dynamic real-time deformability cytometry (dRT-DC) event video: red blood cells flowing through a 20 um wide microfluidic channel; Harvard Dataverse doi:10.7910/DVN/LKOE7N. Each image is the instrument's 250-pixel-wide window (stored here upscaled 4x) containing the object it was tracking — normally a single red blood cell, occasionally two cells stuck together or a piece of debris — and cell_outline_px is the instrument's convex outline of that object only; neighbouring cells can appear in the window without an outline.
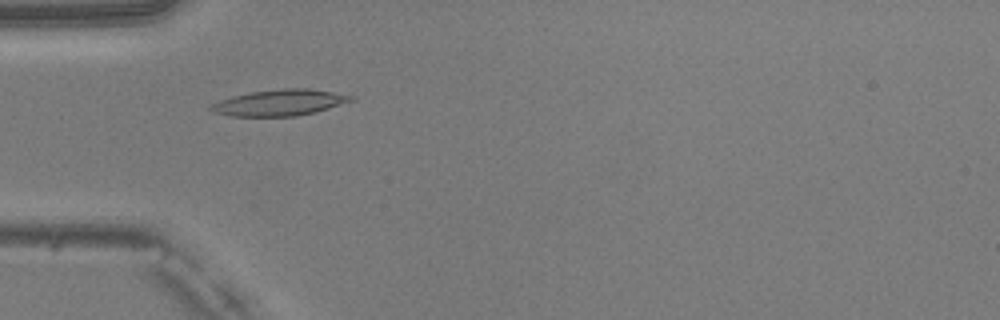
{"species": "common noctule bat (a hibernating species)", "species_latin": "Nyctalus noctula", "temperature_condition": "warm", "stored_images_in_passage": 50, "camera_frame_rate_fps": 3000, "um_per_image_px": 0.085, "animal": {"sex": "male", "body_mass_g": 20.5, "forearm_length_mm": 52.5}, "frame": {"image": 1, "passage_image": 16, "time_ms": 5.0, "image_size_px": [1000, 320], "cell_outline_px": [[356, 96], [352, 100], [316, 112], [296, 116], [232, 116], [212, 112], [208, 108], [212, 104], [220, 100], [232, 96], [252, 92], [284, 88], [308, 88]], "centroid_in_image_um": [23.75, 8.72], "position_along_channel_um": 61.3, "area_um2": 21.15}}
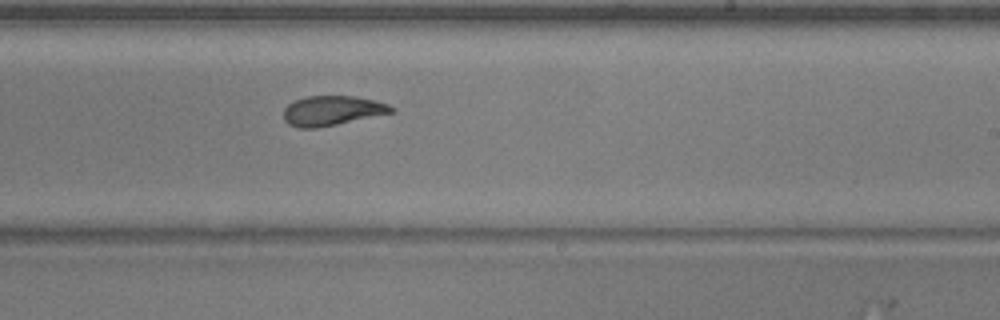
{"frame": {"image": 2, "passage_image": 31, "time_ms": 10.0, "image_size_px": [1000, 320], "cell_outline_px": [[396, 112], [316, 128], [296, 128], [288, 124], [284, 120], [284, 108], [288, 104], [296, 100], [308, 96], [356, 96], [376, 100], [388, 104], [396, 108]], "centroid_in_image_um": [28.26, 9.4], "position_along_channel_um": 260.7, "area_um2": 18.79}}
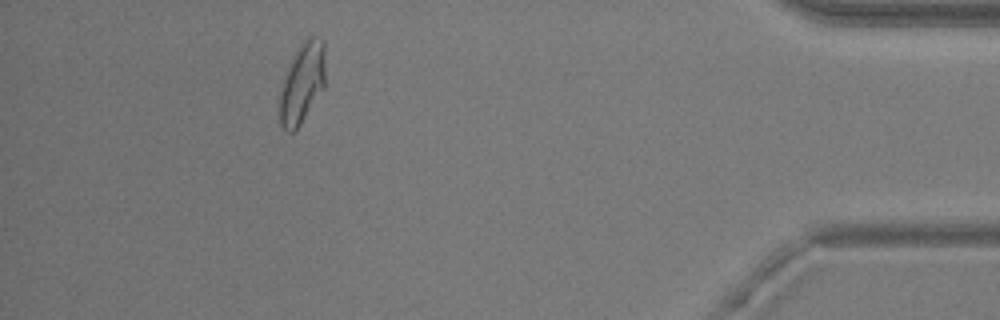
{"frame": {"image": 3, "passage_image": 46, "time_ms": 15.0, "image_size_px": [1000, 320], "cell_outline_px": [[324, 88], [296, 132], [288, 132], [280, 124], [280, 92], [284, 72], [292, 56], [300, 44], [308, 36], [316, 36], [324, 40]], "centroid_in_image_um": [25.67, 7.05], "position_along_channel_um": 409.5, "area_um2": 21.73}, "authors_computed_cell_mechanics": {"area_um2": 20.23, "velocity_mm_per_s": 4.0266, "shape_relaxation_time_tau1_ms": 2.9677, "shape_relaxation_time_tau2_ms": 1.3378, "deformation_change_tau1": 0.1504, "deformation_change_tau2": 0.0578}}